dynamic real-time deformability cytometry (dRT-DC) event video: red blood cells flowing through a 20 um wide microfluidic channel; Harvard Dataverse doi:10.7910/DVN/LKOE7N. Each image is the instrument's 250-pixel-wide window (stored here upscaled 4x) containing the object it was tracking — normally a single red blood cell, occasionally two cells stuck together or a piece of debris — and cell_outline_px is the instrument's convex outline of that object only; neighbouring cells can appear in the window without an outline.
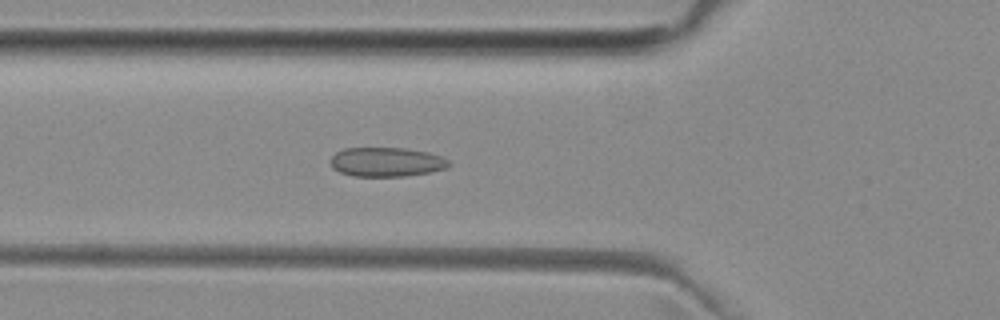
{"species": "common noctule bat (a hibernating species)", "species_latin": "Nyctalus noctula", "temperature_condition": "room temperature", "stored_images_in_passage": 47, "camera_frame_rate_fps": 3000, "um_per_image_px": 0.085, "animal": {"sex": "female", "body_mass_g": 29.2, "forearm_length_mm": 56.3}, "frame": {"image": 1, "passage_image": 14, "time_ms": 4.333, "image_size_px": [1000, 320], "cell_outline_px": [[452, 164], [448, 168], [432, 172], [404, 176], [352, 176], [340, 172], [332, 168], [328, 160], [336, 152], [344, 148], [404, 148], [428, 152], [440, 156], [448, 160]], "centroid_in_image_um": [32.84, 13.77], "position_along_channel_um": 93.0, "area_um2": 20.4}}
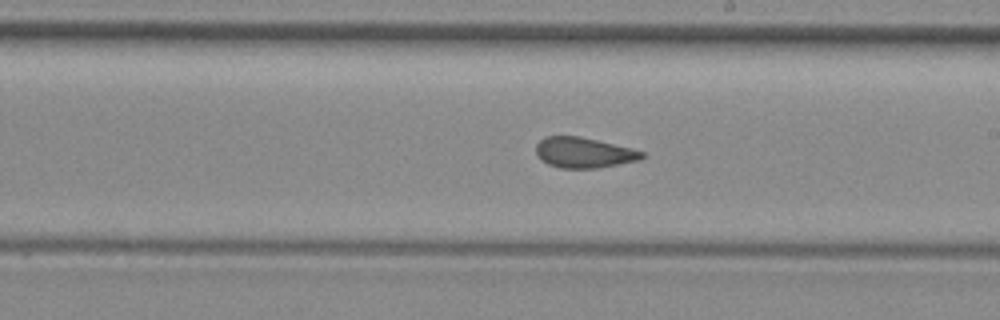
{"frame": {"image": 2, "passage_image": 25, "time_ms": 8.0, "image_size_px": [1000, 320], "cell_outline_px": [[644, 156], [640, 160], [596, 168], [560, 168], [548, 164], [540, 160], [536, 152], [536, 144], [544, 136], [580, 136], [632, 148], [644, 152]], "centroid_in_image_um": [49.6, 12.97], "position_along_channel_um": 239.4, "area_um2": 18.84}}
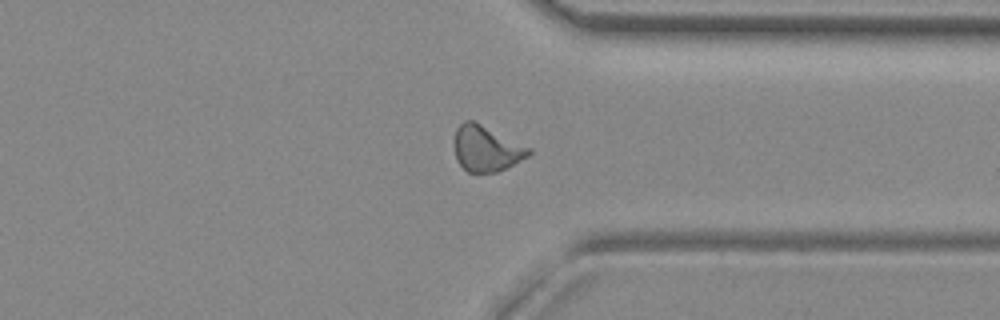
{"frame": {"image": 3, "passage_image": 35, "time_ms": 11.333, "image_size_px": [1000, 320], "cell_outline_px": [[532, 152], [528, 156], [496, 172], [468, 172], [456, 160], [456, 128], [464, 120], [472, 120], [532, 148]], "centroid_in_image_um": [41.35, 12.62], "position_along_channel_um": 370.0, "area_um2": 19.36}, "authors_computed_cell_mechanics": {"area_um2": 19.5942, "velocity_mm_per_s": 3.991, "shape_relaxation_time_tau1_ms": null, "shape_relaxation_time_tau2_ms": 1.4609, "deformation_change_tau1": null, "deformation_change_tau2": 0.0693}}